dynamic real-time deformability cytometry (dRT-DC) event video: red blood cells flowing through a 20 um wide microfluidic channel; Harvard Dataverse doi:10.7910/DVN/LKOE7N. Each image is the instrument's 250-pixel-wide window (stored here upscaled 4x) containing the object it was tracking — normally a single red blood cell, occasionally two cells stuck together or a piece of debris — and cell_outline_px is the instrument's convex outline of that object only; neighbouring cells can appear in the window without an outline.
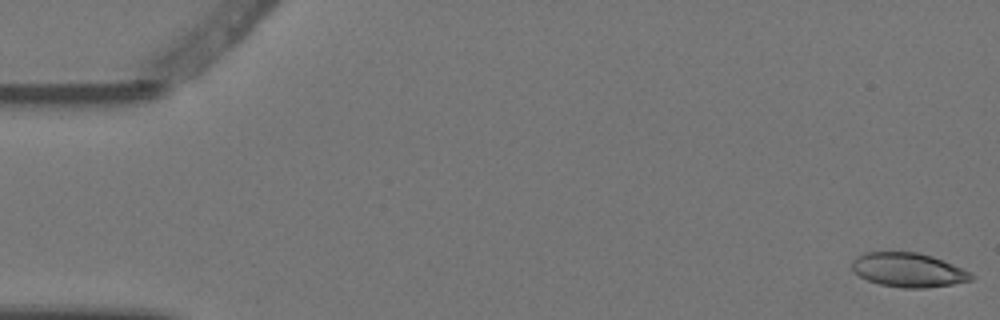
{"species": "Egyptian fruit bat (a non-hibernating species)", "species_latin": "Rousettus aegyptiacus", "temperature_condition": "warm", "stored_images_in_passage": 5, "camera_frame_rate_fps": 3000, "um_per_image_px": 0.085, "animal": {"sex": "female"}, "frame": {"image": 1, "passage_image": 1, "time_ms": 0.0, "image_size_px": [1000, 320], "cell_outline_px": [[976, 276], [972, 280], [952, 284], [924, 288], [900, 288], [880, 284], [868, 280], [852, 272], [852, 260], [856, 256], [864, 252], [920, 252], [932, 256], [972, 272]], "centroid_in_image_um": [77.2, 22.94], "position_along_channel_um": 7.8, "area_um2": 23.93}}
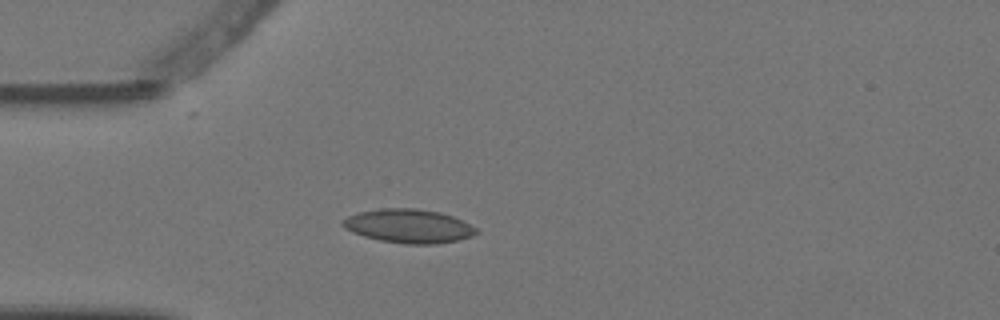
{"frame": {"image": 2, "passage_image": 5, "time_ms": 1.333, "image_size_px": [1000, 320], "cell_outline_px": [[480, 232], [472, 236], [456, 240], [436, 244], [404, 244], [380, 240], [364, 236], [352, 232], [344, 228], [340, 224], [340, 220], [348, 216], [360, 212], [380, 208], [416, 208], [440, 212], [452, 216], [476, 228]], "centroid_in_image_um": [34.7, 19.21], "position_along_channel_um": 50.3, "area_um2": 26.3}}